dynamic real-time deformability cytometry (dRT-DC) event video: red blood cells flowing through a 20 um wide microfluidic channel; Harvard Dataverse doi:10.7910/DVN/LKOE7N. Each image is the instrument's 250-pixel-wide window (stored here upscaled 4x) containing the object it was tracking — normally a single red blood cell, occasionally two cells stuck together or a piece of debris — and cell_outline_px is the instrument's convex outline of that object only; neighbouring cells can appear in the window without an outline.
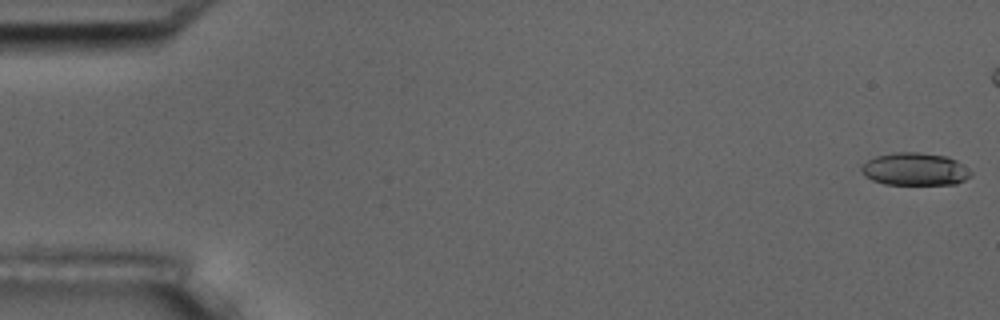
{"species": "common noctule bat (a hibernating species)", "species_latin": "Nyctalus noctula", "temperature_condition": "room temperature", "stored_images_in_passage": 8, "camera_frame_rate_fps": 3000, "um_per_image_px": 0.085, "animal": {"sex": "male", "body_mass_g": 17.5, "forearm_length_mm": 52.3}, "frame": {"image": 1, "passage_image": 1, "time_ms": 0.0, "image_size_px": [1000, 320], "cell_outline_px": [[972, 176], [956, 184], [884, 184], [872, 180], [864, 176], [860, 168], [868, 160], [876, 156], [892, 152], [920, 152], [948, 156], [956, 160], [972, 172]], "centroid_in_image_um": [77.77, 14.37], "position_along_channel_um": 7.2, "area_um2": 20.92}}